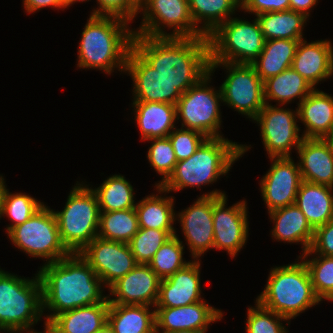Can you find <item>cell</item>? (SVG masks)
<instances>
[{
    "instance_id": "1",
    "label": "cell",
    "mask_w": 333,
    "mask_h": 333,
    "mask_svg": "<svg viewBox=\"0 0 333 333\" xmlns=\"http://www.w3.org/2000/svg\"><path fill=\"white\" fill-rule=\"evenodd\" d=\"M132 48L182 94L209 73L208 37L133 35Z\"/></svg>"
},
{
    "instance_id": "2",
    "label": "cell",
    "mask_w": 333,
    "mask_h": 333,
    "mask_svg": "<svg viewBox=\"0 0 333 333\" xmlns=\"http://www.w3.org/2000/svg\"><path fill=\"white\" fill-rule=\"evenodd\" d=\"M38 275L42 284L43 315L47 309L52 312L45 316L44 324L64 311L101 303L108 298L103 294L105 286L101 279L79 253L44 264Z\"/></svg>"
},
{
    "instance_id": "3",
    "label": "cell",
    "mask_w": 333,
    "mask_h": 333,
    "mask_svg": "<svg viewBox=\"0 0 333 333\" xmlns=\"http://www.w3.org/2000/svg\"><path fill=\"white\" fill-rule=\"evenodd\" d=\"M128 25L129 21L121 17L90 15L81 34L77 67L100 69L108 75L115 68L125 72L134 35Z\"/></svg>"
},
{
    "instance_id": "4",
    "label": "cell",
    "mask_w": 333,
    "mask_h": 333,
    "mask_svg": "<svg viewBox=\"0 0 333 333\" xmlns=\"http://www.w3.org/2000/svg\"><path fill=\"white\" fill-rule=\"evenodd\" d=\"M250 146L237 144L225 137L207 138L189 158L176 163L173 173L156 192L166 194L213 184L227 174L235 161L242 157Z\"/></svg>"
},
{
    "instance_id": "5",
    "label": "cell",
    "mask_w": 333,
    "mask_h": 333,
    "mask_svg": "<svg viewBox=\"0 0 333 333\" xmlns=\"http://www.w3.org/2000/svg\"><path fill=\"white\" fill-rule=\"evenodd\" d=\"M256 301L288 320L321 303L304 260L271 268L264 291Z\"/></svg>"
},
{
    "instance_id": "6",
    "label": "cell",
    "mask_w": 333,
    "mask_h": 333,
    "mask_svg": "<svg viewBox=\"0 0 333 333\" xmlns=\"http://www.w3.org/2000/svg\"><path fill=\"white\" fill-rule=\"evenodd\" d=\"M42 316V284L38 273L33 279H26L0 268V329L37 333L31 327Z\"/></svg>"
},
{
    "instance_id": "7",
    "label": "cell",
    "mask_w": 333,
    "mask_h": 333,
    "mask_svg": "<svg viewBox=\"0 0 333 333\" xmlns=\"http://www.w3.org/2000/svg\"><path fill=\"white\" fill-rule=\"evenodd\" d=\"M80 182L70 191L62 211H54L60 238L70 253H80L97 236L100 210L95 192Z\"/></svg>"
},
{
    "instance_id": "8",
    "label": "cell",
    "mask_w": 333,
    "mask_h": 333,
    "mask_svg": "<svg viewBox=\"0 0 333 333\" xmlns=\"http://www.w3.org/2000/svg\"><path fill=\"white\" fill-rule=\"evenodd\" d=\"M208 39L210 62L251 64L261 54L265 43L256 18L249 22L231 17L209 35Z\"/></svg>"
},
{
    "instance_id": "9",
    "label": "cell",
    "mask_w": 333,
    "mask_h": 333,
    "mask_svg": "<svg viewBox=\"0 0 333 333\" xmlns=\"http://www.w3.org/2000/svg\"><path fill=\"white\" fill-rule=\"evenodd\" d=\"M7 235L16 248L33 258L46 259L45 264L70 254L61 241L54 210L45 204L27 221L12 228Z\"/></svg>"
},
{
    "instance_id": "10",
    "label": "cell",
    "mask_w": 333,
    "mask_h": 333,
    "mask_svg": "<svg viewBox=\"0 0 333 333\" xmlns=\"http://www.w3.org/2000/svg\"><path fill=\"white\" fill-rule=\"evenodd\" d=\"M210 72L197 84L187 89L176 103L177 121L181 119V128L195 130L207 138H219L221 135V90L210 87ZM209 86V87H208Z\"/></svg>"
},
{
    "instance_id": "11",
    "label": "cell",
    "mask_w": 333,
    "mask_h": 333,
    "mask_svg": "<svg viewBox=\"0 0 333 333\" xmlns=\"http://www.w3.org/2000/svg\"><path fill=\"white\" fill-rule=\"evenodd\" d=\"M218 67L227 71L220 86L222 102L253 120L265 105L263 81L252 64L210 62L212 74Z\"/></svg>"
},
{
    "instance_id": "12",
    "label": "cell",
    "mask_w": 333,
    "mask_h": 333,
    "mask_svg": "<svg viewBox=\"0 0 333 333\" xmlns=\"http://www.w3.org/2000/svg\"><path fill=\"white\" fill-rule=\"evenodd\" d=\"M140 27L133 31L148 37H206L194 25L188 0H142ZM165 27L173 29L165 32Z\"/></svg>"
},
{
    "instance_id": "13",
    "label": "cell",
    "mask_w": 333,
    "mask_h": 333,
    "mask_svg": "<svg viewBox=\"0 0 333 333\" xmlns=\"http://www.w3.org/2000/svg\"><path fill=\"white\" fill-rule=\"evenodd\" d=\"M252 121L260 126L262 143L269 158L291 157L293 147L297 152L304 139L297 125L298 109H284L265 103Z\"/></svg>"
},
{
    "instance_id": "14",
    "label": "cell",
    "mask_w": 333,
    "mask_h": 333,
    "mask_svg": "<svg viewBox=\"0 0 333 333\" xmlns=\"http://www.w3.org/2000/svg\"><path fill=\"white\" fill-rule=\"evenodd\" d=\"M207 193L198 197L188 208L176 213V220L180 223L193 259L214 249L213 196L226 195L217 189Z\"/></svg>"
},
{
    "instance_id": "15",
    "label": "cell",
    "mask_w": 333,
    "mask_h": 333,
    "mask_svg": "<svg viewBox=\"0 0 333 333\" xmlns=\"http://www.w3.org/2000/svg\"><path fill=\"white\" fill-rule=\"evenodd\" d=\"M226 195L213 196L214 249L226 250L232 258L245 246L249 232L247 202L242 200L230 207Z\"/></svg>"
},
{
    "instance_id": "16",
    "label": "cell",
    "mask_w": 333,
    "mask_h": 333,
    "mask_svg": "<svg viewBox=\"0 0 333 333\" xmlns=\"http://www.w3.org/2000/svg\"><path fill=\"white\" fill-rule=\"evenodd\" d=\"M79 254L94 269L106 288L138 264L129 244L102 239L98 236Z\"/></svg>"
},
{
    "instance_id": "17",
    "label": "cell",
    "mask_w": 333,
    "mask_h": 333,
    "mask_svg": "<svg viewBox=\"0 0 333 333\" xmlns=\"http://www.w3.org/2000/svg\"><path fill=\"white\" fill-rule=\"evenodd\" d=\"M269 171L261 178V196L268 212L295 204L302 183L299 163L292 157L270 158Z\"/></svg>"
},
{
    "instance_id": "18",
    "label": "cell",
    "mask_w": 333,
    "mask_h": 333,
    "mask_svg": "<svg viewBox=\"0 0 333 333\" xmlns=\"http://www.w3.org/2000/svg\"><path fill=\"white\" fill-rule=\"evenodd\" d=\"M133 81V101L161 102L176 105L182 93L133 48L126 59L125 72Z\"/></svg>"
},
{
    "instance_id": "19",
    "label": "cell",
    "mask_w": 333,
    "mask_h": 333,
    "mask_svg": "<svg viewBox=\"0 0 333 333\" xmlns=\"http://www.w3.org/2000/svg\"><path fill=\"white\" fill-rule=\"evenodd\" d=\"M160 281L161 279L147 264H137L108 288L109 303L147 305L154 308L158 299Z\"/></svg>"
},
{
    "instance_id": "20",
    "label": "cell",
    "mask_w": 333,
    "mask_h": 333,
    "mask_svg": "<svg viewBox=\"0 0 333 333\" xmlns=\"http://www.w3.org/2000/svg\"><path fill=\"white\" fill-rule=\"evenodd\" d=\"M206 302L202 300L180 307H154L156 333H172L180 330L206 333L211 323L223 317L222 310Z\"/></svg>"
},
{
    "instance_id": "21",
    "label": "cell",
    "mask_w": 333,
    "mask_h": 333,
    "mask_svg": "<svg viewBox=\"0 0 333 333\" xmlns=\"http://www.w3.org/2000/svg\"><path fill=\"white\" fill-rule=\"evenodd\" d=\"M200 261L190 260L185 267L160 281L155 307H180L204 300L201 298Z\"/></svg>"
},
{
    "instance_id": "22",
    "label": "cell",
    "mask_w": 333,
    "mask_h": 333,
    "mask_svg": "<svg viewBox=\"0 0 333 333\" xmlns=\"http://www.w3.org/2000/svg\"><path fill=\"white\" fill-rule=\"evenodd\" d=\"M297 153L303 181L333 186V144L328 139L304 138Z\"/></svg>"
},
{
    "instance_id": "23",
    "label": "cell",
    "mask_w": 333,
    "mask_h": 333,
    "mask_svg": "<svg viewBox=\"0 0 333 333\" xmlns=\"http://www.w3.org/2000/svg\"><path fill=\"white\" fill-rule=\"evenodd\" d=\"M314 88L333 75V46L330 40L299 41L292 66Z\"/></svg>"
},
{
    "instance_id": "24",
    "label": "cell",
    "mask_w": 333,
    "mask_h": 333,
    "mask_svg": "<svg viewBox=\"0 0 333 333\" xmlns=\"http://www.w3.org/2000/svg\"><path fill=\"white\" fill-rule=\"evenodd\" d=\"M298 119L304 124V138L327 139L333 130V97L314 89L298 103Z\"/></svg>"
},
{
    "instance_id": "25",
    "label": "cell",
    "mask_w": 333,
    "mask_h": 333,
    "mask_svg": "<svg viewBox=\"0 0 333 333\" xmlns=\"http://www.w3.org/2000/svg\"><path fill=\"white\" fill-rule=\"evenodd\" d=\"M132 105L141 140L168 137L176 128V105L143 101H133Z\"/></svg>"
},
{
    "instance_id": "26",
    "label": "cell",
    "mask_w": 333,
    "mask_h": 333,
    "mask_svg": "<svg viewBox=\"0 0 333 333\" xmlns=\"http://www.w3.org/2000/svg\"><path fill=\"white\" fill-rule=\"evenodd\" d=\"M268 213L270 220L274 224L271 235L276 241H284L291 244L300 243L302 245V255L309 250L314 236V229L296 204Z\"/></svg>"
},
{
    "instance_id": "27",
    "label": "cell",
    "mask_w": 333,
    "mask_h": 333,
    "mask_svg": "<svg viewBox=\"0 0 333 333\" xmlns=\"http://www.w3.org/2000/svg\"><path fill=\"white\" fill-rule=\"evenodd\" d=\"M109 306L107 298L101 303L64 311L48 325L56 333H95L108 322Z\"/></svg>"
},
{
    "instance_id": "28",
    "label": "cell",
    "mask_w": 333,
    "mask_h": 333,
    "mask_svg": "<svg viewBox=\"0 0 333 333\" xmlns=\"http://www.w3.org/2000/svg\"><path fill=\"white\" fill-rule=\"evenodd\" d=\"M333 186L302 181L295 204L313 229L333 219Z\"/></svg>"
},
{
    "instance_id": "29",
    "label": "cell",
    "mask_w": 333,
    "mask_h": 333,
    "mask_svg": "<svg viewBox=\"0 0 333 333\" xmlns=\"http://www.w3.org/2000/svg\"><path fill=\"white\" fill-rule=\"evenodd\" d=\"M152 307L110 304L108 323L114 333H156L155 309Z\"/></svg>"
},
{
    "instance_id": "30",
    "label": "cell",
    "mask_w": 333,
    "mask_h": 333,
    "mask_svg": "<svg viewBox=\"0 0 333 333\" xmlns=\"http://www.w3.org/2000/svg\"><path fill=\"white\" fill-rule=\"evenodd\" d=\"M263 88L265 103L269 104L268 100L274 101L278 106L289 104L296 98L300 103L315 89L292 67L265 80Z\"/></svg>"
},
{
    "instance_id": "31",
    "label": "cell",
    "mask_w": 333,
    "mask_h": 333,
    "mask_svg": "<svg viewBox=\"0 0 333 333\" xmlns=\"http://www.w3.org/2000/svg\"><path fill=\"white\" fill-rule=\"evenodd\" d=\"M299 41L291 39L265 41L261 54L251 63L263 82L291 68Z\"/></svg>"
},
{
    "instance_id": "32",
    "label": "cell",
    "mask_w": 333,
    "mask_h": 333,
    "mask_svg": "<svg viewBox=\"0 0 333 333\" xmlns=\"http://www.w3.org/2000/svg\"><path fill=\"white\" fill-rule=\"evenodd\" d=\"M174 196H159L151 194L140 200L135 210L138 217L139 228H153L165 230L171 236L176 234L174 221Z\"/></svg>"
},
{
    "instance_id": "33",
    "label": "cell",
    "mask_w": 333,
    "mask_h": 333,
    "mask_svg": "<svg viewBox=\"0 0 333 333\" xmlns=\"http://www.w3.org/2000/svg\"><path fill=\"white\" fill-rule=\"evenodd\" d=\"M188 3L195 27L206 37L230 19L237 8L241 9V0H188ZM199 23L203 25L198 26Z\"/></svg>"
},
{
    "instance_id": "34",
    "label": "cell",
    "mask_w": 333,
    "mask_h": 333,
    "mask_svg": "<svg viewBox=\"0 0 333 333\" xmlns=\"http://www.w3.org/2000/svg\"><path fill=\"white\" fill-rule=\"evenodd\" d=\"M265 41L274 39L302 40L308 18L299 12L286 10L256 16Z\"/></svg>"
},
{
    "instance_id": "35",
    "label": "cell",
    "mask_w": 333,
    "mask_h": 333,
    "mask_svg": "<svg viewBox=\"0 0 333 333\" xmlns=\"http://www.w3.org/2000/svg\"><path fill=\"white\" fill-rule=\"evenodd\" d=\"M92 190L95 192L100 212H111L135 208L134 189L123 175L109 176Z\"/></svg>"
},
{
    "instance_id": "36",
    "label": "cell",
    "mask_w": 333,
    "mask_h": 333,
    "mask_svg": "<svg viewBox=\"0 0 333 333\" xmlns=\"http://www.w3.org/2000/svg\"><path fill=\"white\" fill-rule=\"evenodd\" d=\"M138 229V217L135 208L100 212L99 238L128 244L138 232Z\"/></svg>"
},
{
    "instance_id": "37",
    "label": "cell",
    "mask_w": 333,
    "mask_h": 333,
    "mask_svg": "<svg viewBox=\"0 0 333 333\" xmlns=\"http://www.w3.org/2000/svg\"><path fill=\"white\" fill-rule=\"evenodd\" d=\"M184 244L178 235L169 238L147 264L162 280L185 267L190 261H184Z\"/></svg>"
},
{
    "instance_id": "38",
    "label": "cell",
    "mask_w": 333,
    "mask_h": 333,
    "mask_svg": "<svg viewBox=\"0 0 333 333\" xmlns=\"http://www.w3.org/2000/svg\"><path fill=\"white\" fill-rule=\"evenodd\" d=\"M305 260L316 296L323 301H333V256L317 255L308 259V255H300Z\"/></svg>"
},
{
    "instance_id": "39",
    "label": "cell",
    "mask_w": 333,
    "mask_h": 333,
    "mask_svg": "<svg viewBox=\"0 0 333 333\" xmlns=\"http://www.w3.org/2000/svg\"><path fill=\"white\" fill-rule=\"evenodd\" d=\"M172 236L165 230L139 228L128 243L138 264H148L159 248Z\"/></svg>"
},
{
    "instance_id": "40",
    "label": "cell",
    "mask_w": 333,
    "mask_h": 333,
    "mask_svg": "<svg viewBox=\"0 0 333 333\" xmlns=\"http://www.w3.org/2000/svg\"><path fill=\"white\" fill-rule=\"evenodd\" d=\"M43 205V202L38 201L29 194L22 192L12 194L7 190L1 214V218L6 216L12 221V224L5 228L7 233L15 226L27 221Z\"/></svg>"
},
{
    "instance_id": "41",
    "label": "cell",
    "mask_w": 333,
    "mask_h": 333,
    "mask_svg": "<svg viewBox=\"0 0 333 333\" xmlns=\"http://www.w3.org/2000/svg\"><path fill=\"white\" fill-rule=\"evenodd\" d=\"M246 332L247 333H288V328L283 325L282 321H290L285 317L276 314L261 306L257 301L255 307L247 309Z\"/></svg>"
},
{
    "instance_id": "42",
    "label": "cell",
    "mask_w": 333,
    "mask_h": 333,
    "mask_svg": "<svg viewBox=\"0 0 333 333\" xmlns=\"http://www.w3.org/2000/svg\"><path fill=\"white\" fill-rule=\"evenodd\" d=\"M150 141L152 145L147 151V159L150 166H152L160 176L162 175V180L155 184V186H160L173 173L178 161L172 143L168 137L154 138L150 139Z\"/></svg>"
},
{
    "instance_id": "43",
    "label": "cell",
    "mask_w": 333,
    "mask_h": 333,
    "mask_svg": "<svg viewBox=\"0 0 333 333\" xmlns=\"http://www.w3.org/2000/svg\"><path fill=\"white\" fill-rule=\"evenodd\" d=\"M168 138L178 162L189 158L207 139L202 133L185 128H175Z\"/></svg>"
},
{
    "instance_id": "44",
    "label": "cell",
    "mask_w": 333,
    "mask_h": 333,
    "mask_svg": "<svg viewBox=\"0 0 333 333\" xmlns=\"http://www.w3.org/2000/svg\"><path fill=\"white\" fill-rule=\"evenodd\" d=\"M98 9L91 15L117 16L127 21H133L140 13V3L137 0H96Z\"/></svg>"
},
{
    "instance_id": "45",
    "label": "cell",
    "mask_w": 333,
    "mask_h": 333,
    "mask_svg": "<svg viewBox=\"0 0 333 333\" xmlns=\"http://www.w3.org/2000/svg\"><path fill=\"white\" fill-rule=\"evenodd\" d=\"M333 256V219L314 229L309 250L303 255Z\"/></svg>"
},
{
    "instance_id": "46",
    "label": "cell",
    "mask_w": 333,
    "mask_h": 333,
    "mask_svg": "<svg viewBox=\"0 0 333 333\" xmlns=\"http://www.w3.org/2000/svg\"><path fill=\"white\" fill-rule=\"evenodd\" d=\"M241 9L255 16L267 12L290 10L289 0H241Z\"/></svg>"
},
{
    "instance_id": "47",
    "label": "cell",
    "mask_w": 333,
    "mask_h": 333,
    "mask_svg": "<svg viewBox=\"0 0 333 333\" xmlns=\"http://www.w3.org/2000/svg\"><path fill=\"white\" fill-rule=\"evenodd\" d=\"M23 7L28 13H35L45 7H53L57 9H65V0H23Z\"/></svg>"
},
{
    "instance_id": "48",
    "label": "cell",
    "mask_w": 333,
    "mask_h": 333,
    "mask_svg": "<svg viewBox=\"0 0 333 333\" xmlns=\"http://www.w3.org/2000/svg\"><path fill=\"white\" fill-rule=\"evenodd\" d=\"M290 10L303 13L307 18L310 15V9L316 6L318 0H289Z\"/></svg>"
},
{
    "instance_id": "49",
    "label": "cell",
    "mask_w": 333,
    "mask_h": 333,
    "mask_svg": "<svg viewBox=\"0 0 333 333\" xmlns=\"http://www.w3.org/2000/svg\"><path fill=\"white\" fill-rule=\"evenodd\" d=\"M2 176L3 175H0V219H1V214H2V210H3L5 194L8 190L7 186L4 182V178Z\"/></svg>"
},
{
    "instance_id": "50",
    "label": "cell",
    "mask_w": 333,
    "mask_h": 333,
    "mask_svg": "<svg viewBox=\"0 0 333 333\" xmlns=\"http://www.w3.org/2000/svg\"><path fill=\"white\" fill-rule=\"evenodd\" d=\"M95 333H114L112 327L109 325L107 322L102 328H100L98 331Z\"/></svg>"
},
{
    "instance_id": "51",
    "label": "cell",
    "mask_w": 333,
    "mask_h": 333,
    "mask_svg": "<svg viewBox=\"0 0 333 333\" xmlns=\"http://www.w3.org/2000/svg\"><path fill=\"white\" fill-rule=\"evenodd\" d=\"M45 328V330L42 332V331H40V332H37V333H56L48 324H45V326H44Z\"/></svg>"
},
{
    "instance_id": "52",
    "label": "cell",
    "mask_w": 333,
    "mask_h": 333,
    "mask_svg": "<svg viewBox=\"0 0 333 333\" xmlns=\"http://www.w3.org/2000/svg\"><path fill=\"white\" fill-rule=\"evenodd\" d=\"M84 1H89V0H65L66 8H68L75 2H84Z\"/></svg>"
},
{
    "instance_id": "53",
    "label": "cell",
    "mask_w": 333,
    "mask_h": 333,
    "mask_svg": "<svg viewBox=\"0 0 333 333\" xmlns=\"http://www.w3.org/2000/svg\"><path fill=\"white\" fill-rule=\"evenodd\" d=\"M172 333H203V332H199V331H195V330H180V331H175Z\"/></svg>"
},
{
    "instance_id": "54",
    "label": "cell",
    "mask_w": 333,
    "mask_h": 333,
    "mask_svg": "<svg viewBox=\"0 0 333 333\" xmlns=\"http://www.w3.org/2000/svg\"><path fill=\"white\" fill-rule=\"evenodd\" d=\"M327 139L333 144V130Z\"/></svg>"
},
{
    "instance_id": "55",
    "label": "cell",
    "mask_w": 333,
    "mask_h": 333,
    "mask_svg": "<svg viewBox=\"0 0 333 333\" xmlns=\"http://www.w3.org/2000/svg\"><path fill=\"white\" fill-rule=\"evenodd\" d=\"M0 332H2V333H10L9 331H7V330H4V329H0Z\"/></svg>"
}]
</instances>
